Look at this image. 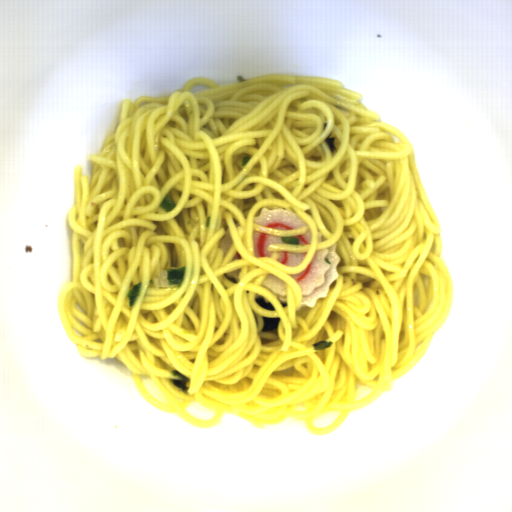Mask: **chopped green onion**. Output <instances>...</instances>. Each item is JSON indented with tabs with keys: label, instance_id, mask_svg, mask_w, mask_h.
Returning a JSON list of instances; mask_svg holds the SVG:
<instances>
[{
	"label": "chopped green onion",
	"instance_id": "ed74a00b",
	"mask_svg": "<svg viewBox=\"0 0 512 512\" xmlns=\"http://www.w3.org/2000/svg\"><path fill=\"white\" fill-rule=\"evenodd\" d=\"M187 266L180 268H169L167 270V284L169 286H177L181 289L185 284Z\"/></svg>",
	"mask_w": 512,
	"mask_h": 512
},
{
	"label": "chopped green onion",
	"instance_id": "75c4bb68",
	"mask_svg": "<svg viewBox=\"0 0 512 512\" xmlns=\"http://www.w3.org/2000/svg\"><path fill=\"white\" fill-rule=\"evenodd\" d=\"M141 290H142V281L139 283H136L127 292L126 299L128 301L129 307L132 308L134 306L135 302L137 301L138 297L141 294Z\"/></svg>",
	"mask_w": 512,
	"mask_h": 512
},
{
	"label": "chopped green onion",
	"instance_id": "7957bf73",
	"mask_svg": "<svg viewBox=\"0 0 512 512\" xmlns=\"http://www.w3.org/2000/svg\"><path fill=\"white\" fill-rule=\"evenodd\" d=\"M159 205L166 213L172 211L176 207V203L170 195L165 196Z\"/></svg>",
	"mask_w": 512,
	"mask_h": 512
}]
</instances>
